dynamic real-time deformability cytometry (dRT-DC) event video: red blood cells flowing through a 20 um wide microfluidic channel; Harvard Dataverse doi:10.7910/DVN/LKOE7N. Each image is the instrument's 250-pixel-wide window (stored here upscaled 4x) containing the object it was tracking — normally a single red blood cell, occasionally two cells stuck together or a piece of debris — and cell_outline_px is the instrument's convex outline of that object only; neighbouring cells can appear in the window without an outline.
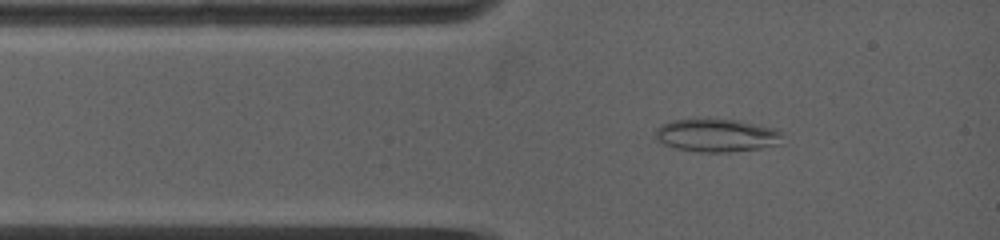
{"species": "common noctule bat (a hibernating species)", "species_latin": "Nyctalus noctula", "temperature_condition": "warm", "stored_images_in_passage": 112, "camera_frame_rate_fps": 5000, "um_per_image_px": 0.085, "animal": {"sex": "female", "body_mass_g": 19.0, "forearm_length_mm": 53.3}, "frame": {"image": 1, "passage_image": 7, "time_ms": 1.2, "image_size_px": [1000, 240], "cell_outline_px": [[780, 144], [760, 148], [728, 152], [700, 152], [676, 148], [664, 144], [656, 140], [652, 136], [656, 128], [660, 124], [672, 120], [696, 116], [716, 116], [740, 120], [776, 128], [780, 132]], "centroid_in_image_um": [60.83, 11.44], "position_along_channel_um": 24.2, "area_um2": 25.66}}
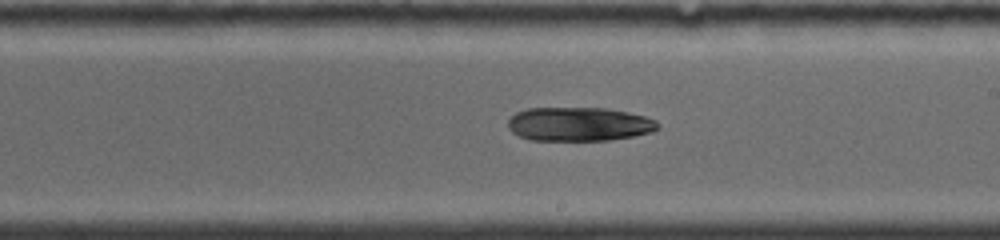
{"frame": {"image": 2, "passage_image": 48, "time_ms": 6.0, "image_size_px": [1000, 240], "cell_outline_px": [[660, 128], [652, 132], [632, 136], [608, 140], [528, 140], [512, 132], [508, 128], [508, 120], [516, 112], [528, 108], [608, 108], [628, 112], [644, 116], [656, 120]], "centroid_in_image_um": [49.21, 10.55], "position_along_channel_um": 239.8, "area_um2": 29.65}}
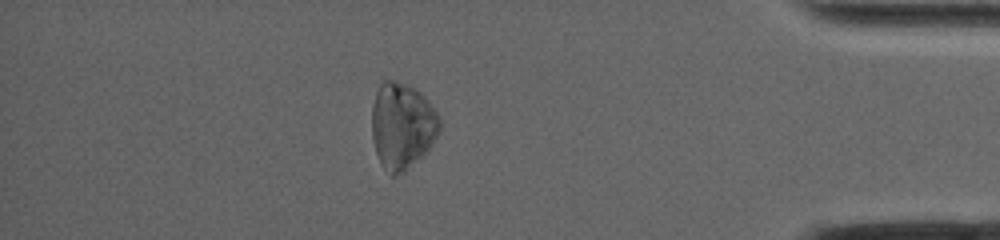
{"frame": {"image": 3, "passage_image": 93, "time_ms": 11.2, "image_size_px": [1000, 240], "cell_outline_px": [[440, 128], [432, 144], [404, 172], [396, 176], [388, 176], [380, 164], [372, 140], [372, 104], [376, 92], [380, 84], [384, 80], [396, 80], [408, 84], [416, 88], [428, 100], [440, 116]], "centroid_in_image_um": [34.16, 10.68], "position_along_channel_um": 401.0, "area_um2": 34.39}}